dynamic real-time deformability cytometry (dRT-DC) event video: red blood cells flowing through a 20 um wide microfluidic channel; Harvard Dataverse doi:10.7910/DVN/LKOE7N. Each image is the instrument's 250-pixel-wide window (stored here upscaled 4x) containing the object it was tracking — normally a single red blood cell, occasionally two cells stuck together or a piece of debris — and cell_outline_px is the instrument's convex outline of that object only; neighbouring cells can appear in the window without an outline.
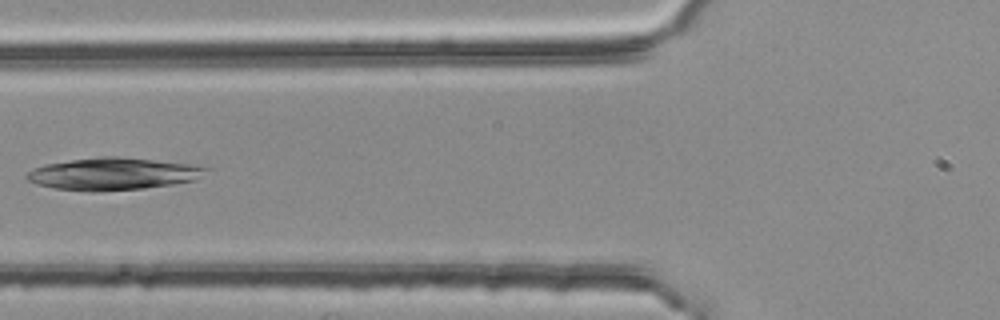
{"species": "common noctule bat (a hibernating species)", "species_latin": "Nyctalus noctula", "temperature_condition": "room temperature", "stored_images_in_passage": 4, "camera_frame_rate_fps": 3000, "um_per_image_px": 0.085, "animal": {"sex": "female", "body_mass_g": 25.1}, "frame": {"image": 1, "passage_image": 4, "time_ms": 1.0, "image_size_px": [1000, 320], "cell_outline_px": [[212, 168], [196, 180], [172, 184], [144, 188], [96, 192], [92, 192], [52, 188], [36, 184], [28, 180], [24, 176], [32, 168], [44, 164], [100, 156], [120, 156], [188, 164]], "centroid_in_image_um": [9.58, 14.78], "position_along_channel_um": 116.2, "area_um2": 33.81}}